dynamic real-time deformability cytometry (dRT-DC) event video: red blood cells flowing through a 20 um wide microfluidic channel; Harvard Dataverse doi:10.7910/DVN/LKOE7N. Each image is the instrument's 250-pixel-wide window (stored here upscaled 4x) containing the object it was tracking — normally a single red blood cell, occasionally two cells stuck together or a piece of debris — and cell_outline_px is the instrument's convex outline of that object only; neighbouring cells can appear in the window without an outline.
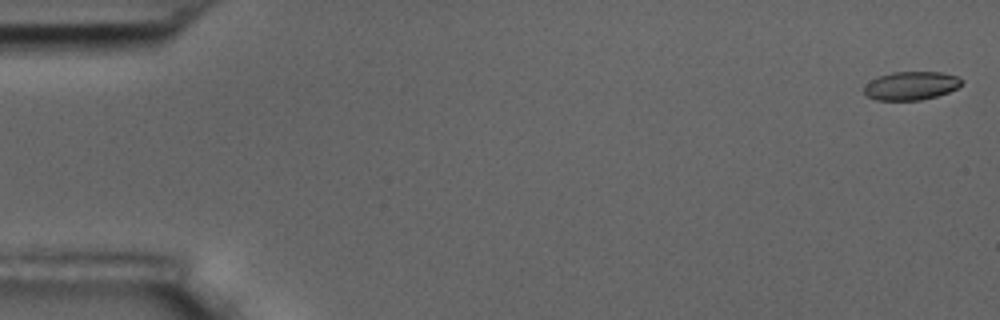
{"species": "common noctule bat (a hibernating species)", "species_latin": "Nyctalus noctula", "temperature_condition": "room temperature", "stored_images_in_passage": 11, "camera_frame_rate_fps": 3000, "um_per_image_px": 0.085, "animal": {"sex": "male", "body_mass_g": 17.5, "forearm_length_mm": 52.3}, "frame": {"image": 1, "passage_image": 1, "time_ms": 0.0, "image_size_px": [1000, 320], "cell_outline_px": [[964, 80], [956, 88], [948, 92], [936, 96], [920, 100], [876, 100], [868, 96], [864, 92], [864, 88], [872, 80], [880, 76], [892, 72], [944, 72], [960, 76]], "centroid_in_image_um": [77.49, 7.28], "position_along_channel_um": 7.5, "area_um2": 16.07}}
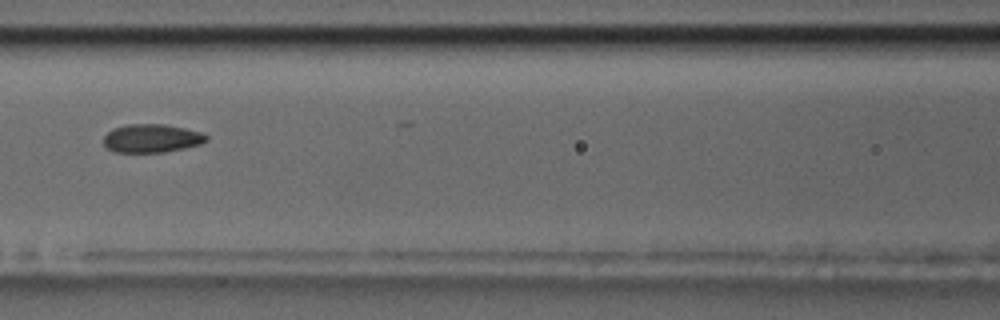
{"frame": {"image": 2, "passage_image": 7, "time_ms": 8.0, "image_size_px": [1000, 320], "cell_outline_px": [[208, 140], [200, 144], [184, 148], [164, 152], [116, 152], [108, 148], [104, 144], [104, 136], [112, 128], [128, 124], [164, 124], [204, 132], [208, 136]], "centroid_in_image_um": [12.92, 11.75], "position_along_channel_um": 153.7, "area_um2": 17.05}}
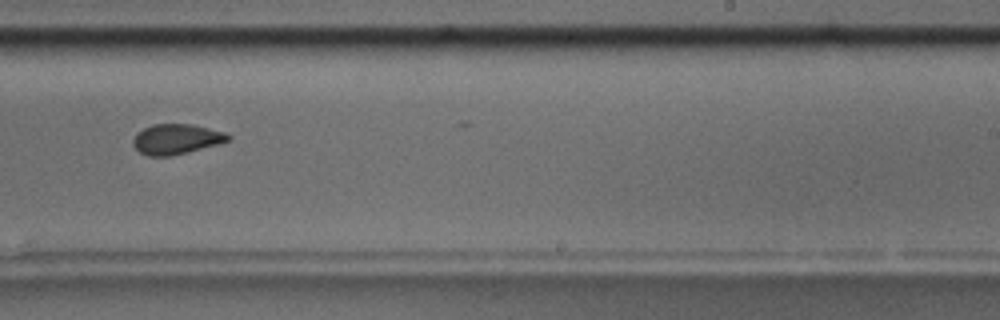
{"frame": {"image": 3, "passage_image": 10, "time_ms": 11.333, "image_size_px": [1000, 320], "cell_outline_px": [[232, 140], [220, 144], [188, 152], [168, 156], [148, 156], [140, 152], [132, 144], [132, 140], [136, 132], [152, 124], [192, 124], [224, 132], [232, 136]], "centroid_in_image_um": [15.0, 11.82], "position_along_channel_um": 274.0, "area_um2": 16.88}}